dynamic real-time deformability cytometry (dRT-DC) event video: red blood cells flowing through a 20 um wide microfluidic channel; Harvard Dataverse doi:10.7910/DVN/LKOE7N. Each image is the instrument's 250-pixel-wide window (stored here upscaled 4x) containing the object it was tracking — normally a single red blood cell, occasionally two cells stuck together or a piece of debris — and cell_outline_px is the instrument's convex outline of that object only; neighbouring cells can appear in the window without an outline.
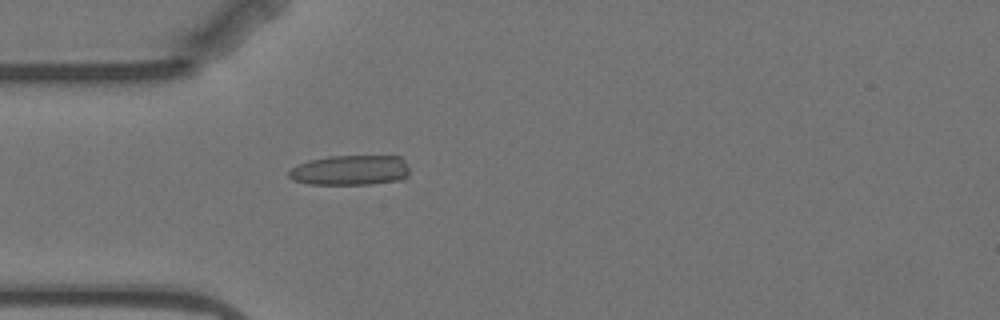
{"species": "Egyptian fruit bat (a non-hibernating species)", "species_latin": "Rousettus aegyptiacus", "temperature_condition": "warm", "stored_images_in_passage": 2, "camera_frame_rate_fps": 3000, "um_per_image_px": 0.085, "animal": {"sex": "female"}, "frame": {"image": 1, "passage_image": 2, "time_ms": 1.0, "image_size_px": [1000, 320], "cell_outline_px": [[408, 176], [404, 180], [372, 184], [308, 184], [292, 180], [288, 176], [288, 172], [296, 164], [308, 160], [328, 156], [400, 156], [404, 160], [408, 168]], "centroid_in_image_um": [29.77, 14.47], "position_along_channel_um": 55.2, "area_um2": 21.44}}